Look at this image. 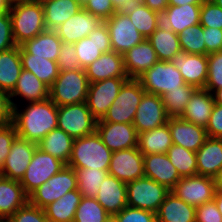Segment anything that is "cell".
Wrapping results in <instances>:
<instances>
[{"label":"cell","mask_w":222,"mask_h":222,"mask_svg":"<svg viewBox=\"0 0 222 222\" xmlns=\"http://www.w3.org/2000/svg\"><path fill=\"white\" fill-rule=\"evenodd\" d=\"M12 123L18 137L38 144L48 133L58 127V107L48 98L29 102L23 112L13 107Z\"/></svg>","instance_id":"cell-1"},{"label":"cell","mask_w":222,"mask_h":222,"mask_svg":"<svg viewBox=\"0 0 222 222\" xmlns=\"http://www.w3.org/2000/svg\"><path fill=\"white\" fill-rule=\"evenodd\" d=\"M9 14L13 38L18 46L46 30L43 5L40 0L14 3L9 8Z\"/></svg>","instance_id":"cell-2"},{"label":"cell","mask_w":222,"mask_h":222,"mask_svg":"<svg viewBox=\"0 0 222 222\" xmlns=\"http://www.w3.org/2000/svg\"><path fill=\"white\" fill-rule=\"evenodd\" d=\"M112 153L95 131L74 140L72 154L67 166L108 170Z\"/></svg>","instance_id":"cell-3"},{"label":"cell","mask_w":222,"mask_h":222,"mask_svg":"<svg viewBox=\"0 0 222 222\" xmlns=\"http://www.w3.org/2000/svg\"><path fill=\"white\" fill-rule=\"evenodd\" d=\"M89 80L85 69L60 71L49 88V99L58 107L86 102Z\"/></svg>","instance_id":"cell-4"},{"label":"cell","mask_w":222,"mask_h":222,"mask_svg":"<svg viewBox=\"0 0 222 222\" xmlns=\"http://www.w3.org/2000/svg\"><path fill=\"white\" fill-rule=\"evenodd\" d=\"M144 93L145 90L138 79L128 78L101 120L103 122L132 124Z\"/></svg>","instance_id":"cell-5"},{"label":"cell","mask_w":222,"mask_h":222,"mask_svg":"<svg viewBox=\"0 0 222 222\" xmlns=\"http://www.w3.org/2000/svg\"><path fill=\"white\" fill-rule=\"evenodd\" d=\"M127 206L157 213L166 195L170 192L164 185L148 177L126 183Z\"/></svg>","instance_id":"cell-6"},{"label":"cell","mask_w":222,"mask_h":222,"mask_svg":"<svg viewBox=\"0 0 222 222\" xmlns=\"http://www.w3.org/2000/svg\"><path fill=\"white\" fill-rule=\"evenodd\" d=\"M76 189H78V184L75 170L65 165L29 195V203L43 209L67 192Z\"/></svg>","instance_id":"cell-7"},{"label":"cell","mask_w":222,"mask_h":222,"mask_svg":"<svg viewBox=\"0 0 222 222\" xmlns=\"http://www.w3.org/2000/svg\"><path fill=\"white\" fill-rule=\"evenodd\" d=\"M137 79L145 92L160 97L170 90L180 89L185 84L182 74L171 61H158Z\"/></svg>","instance_id":"cell-8"},{"label":"cell","mask_w":222,"mask_h":222,"mask_svg":"<svg viewBox=\"0 0 222 222\" xmlns=\"http://www.w3.org/2000/svg\"><path fill=\"white\" fill-rule=\"evenodd\" d=\"M97 119L86 102L58 106V128L72 138H81L96 131Z\"/></svg>","instance_id":"cell-9"},{"label":"cell","mask_w":222,"mask_h":222,"mask_svg":"<svg viewBox=\"0 0 222 222\" xmlns=\"http://www.w3.org/2000/svg\"><path fill=\"white\" fill-rule=\"evenodd\" d=\"M65 165L60 159L43 152L37 147L20 184L29 196Z\"/></svg>","instance_id":"cell-10"},{"label":"cell","mask_w":222,"mask_h":222,"mask_svg":"<svg viewBox=\"0 0 222 222\" xmlns=\"http://www.w3.org/2000/svg\"><path fill=\"white\" fill-rule=\"evenodd\" d=\"M170 191L185 203L198 207L213 201L216 192V179L198 174L180 178Z\"/></svg>","instance_id":"cell-11"},{"label":"cell","mask_w":222,"mask_h":222,"mask_svg":"<svg viewBox=\"0 0 222 222\" xmlns=\"http://www.w3.org/2000/svg\"><path fill=\"white\" fill-rule=\"evenodd\" d=\"M104 22L109 30L112 51L121 55L145 40L124 11L115 12Z\"/></svg>","instance_id":"cell-12"},{"label":"cell","mask_w":222,"mask_h":222,"mask_svg":"<svg viewBox=\"0 0 222 222\" xmlns=\"http://www.w3.org/2000/svg\"><path fill=\"white\" fill-rule=\"evenodd\" d=\"M128 77L110 78L89 84L86 104L91 114L102 119Z\"/></svg>","instance_id":"cell-13"},{"label":"cell","mask_w":222,"mask_h":222,"mask_svg":"<svg viewBox=\"0 0 222 222\" xmlns=\"http://www.w3.org/2000/svg\"><path fill=\"white\" fill-rule=\"evenodd\" d=\"M144 155L137 147L122 149L112 153L108 173L118 180L128 183L144 177Z\"/></svg>","instance_id":"cell-14"},{"label":"cell","mask_w":222,"mask_h":222,"mask_svg":"<svg viewBox=\"0 0 222 222\" xmlns=\"http://www.w3.org/2000/svg\"><path fill=\"white\" fill-rule=\"evenodd\" d=\"M168 118L162 98L159 95L145 92L132 124L137 133H142L166 124Z\"/></svg>","instance_id":"cell-15"},{"label":"cell","mask_w":222,"mask_h":222,"mask_svg":"<svg viewBox=\"0 0 222 222\" xmlns=\"http://www.w3.org/2000/svg\"><path fill=\"white\" fill-rule=\"evenodd\" d=\"M74 45L82 69L98 59L102 53L112 51L110 34L105 22L92 31L88 37L82 38Z\"/></svg>","instance_id":"cell-16"},{"label":"cell","mask_w":222,"mask_h":222,"mask_svg":"<svg viewBox=\"0 0 222 222\" xmlns=\"http://www.w3.org/2000/svg\"><path fill=\"white\" fill-rule=\"evenodd\" d=\"M96 131L102 142L112 151L137 147L138 133L133 124L97 120Z\"/></svg>","instance_id":"cell-17"},{"label":"cell","mask_w":222,"mask_h":222,"mask_svg":"<svg viewBox=\"0 0 222 222\" xmlns=\"http://www.w3.org/2000/svg\"><path fill=\"white\" fill-rule=\"evenodd\" d=\"M37 147L34 142L17 136L11 145L3 168L0 170V176L21 181Z\"/></svg>","instance_id":"cell-18"},{"label":"cell","mask_w":222,"mask_h":222,"mask_svg":"<svg viewBox=\"0 0 222 222\" xmlns=\"http://www.w3.org/2000/svg\"><path fill=\"white\" fill-rule=\"evenodd\" d=\"M171 62L180 71L186 84L204 89L208 76L207 55L187 54L181 51Z\"/></svg>","instance_id":"cell-19"},{"label":"cell","mask_w":222,"mask_h":222,"mask_svg":"<svg viewBox=\"0 0 222 222\" xmlns=\"http://www.w3.org/2000/svg\"><path fill=\"white\" fill-rule=\"evenodd\" d=\"M103 21L84 8L58 26L55 31L62 43H76L94 31Z\"/></svg>","instance_id":"cell-20"},{"label":"cell","mask_w":222,"mask_h":222,"mask_svg":"<svg viewBox=\"0 0 222 222\" xmlns=\"http://www.w3.org/2000/svg\"><path fill=\"white\" fill-rule=\"evenodd\" d=\"M168 127L173 144L197 152L208 138L206 129L180 117L168 118Z\"/></svg>","instance_id":"cell-21"},{"label":"cell","mask_w":222,"mask_h":222,"mask_svg":"<svg viewBox=\"0 0 222 222\" xmlns=\"http://www.w3.org/2000/svg\"><path fill=\"white\" fill-rule=\"evenodd\" d=\"M101 183L96 200L110 216H114L127 206L126 183L109 174Z\"/></svg>","instance_id":"cell-22"},{"label":"cell","mask_w":222,"mask_h":222,"mask_svg":"<svg viewBox=\"0 0 222 222\" xmlns=\"http://www.w3.org/2000/svg\"><path fill=\"white\" fill-rule=\"evenodd\" d=\"M144 176L171 190L180 180L177 169L172 165L166 153L144 155Z\"/></svg>","instance_id":"cell-23"},{"label":"cell","mask_w":222,"mask_h":222,"mask_svg":"<svg viewBox=\"0 0 222 222\" xmlns=\"http://www.w3.org/2000/svg\"><path fill=\"white\" fill-rule=\"evenodd\" d=\"M124 69L128 78L137 79L153 67L159 60L148 39L132 47L123 54Z\"/></svg>","instance_id":"cell-24"},{"label":"cell","mask_w":222,"mask_h":222,"mask_svg":"<svg viewBox=\"0 0 222 222\" xmlns=\"http://www.w3.org/2000/svg\"><path fill=\"white\" fill-rule=\"evenodd\" d=\"M89 83L110 78L128 77L124 69L123 55L110 51L102 55L85 68Z\"/></svg>","instance_id":"cell-25"},{"label":"cell","mask_w":222,"mask_h":222,"mask_svg":"<svg viewBox=\"0 0 222 222\" xmlns=\"http://www.w3.org/2000/svg\"><path fill=\"white\" fill-rule=\"evenodd\" d=\"M197 174L216 178L222 170V139L207 138L196 152Z\"/></svg>","instance_id":"cell-26"},{"label":"cell","mask_w":222,"mask_h":222,"mask_svg":"<svg viewBox=\"0 0 222 222\" xmlns=\"http://www.w3.org/2000/svg\"><path fill=\"white\" fill-rule=\"evenodd\" d=\"M201 5L202 4L169 5L161 14V22L179 35L185 28L200 23Z\"/></svg>","instance_id":"cell-27"},{"label":"cell","mask_w":222,"mask_h":222,"mask_svg":"<svg viewBox=\"0 0 222 222\" xmlns=\"http://www.w3.org/2000/svg\"><path fill=\"white\" fill-rule=\"evenodd\" d=\"M215 102L213 94L206 89H197L191 96L181 119L206 128Z\"/></svg>","instance_id":"cell-28"},{"label":"cell","mask_w":222,"mask_h":222,"mask_svg":"<svg viewBox=\"0 0 222 222\" xmlns=\"http://www.w3.org/2000/svg\"><path fill=\"white\" fill-rule=\"evenodd\" d=\"M29 202L20 181L0 176V217L8 219Z\"/></svg>","instance_id":"cell-29"},{"label":"cell","mask_w":222,"mask_h":222,"mask_svg":"<svg viewBox=\"0 0 222 222\" xmlns=\"http://www.w3.org/2000/svg\"><path fill=\"white\" fill-rule=\"evenodd\" d=\"M43 5V15L46 30H55L82 9L79 0H40Z\"/></svg>","instance_id":"cell-30"},{"label":"cell","mask_w":222,"mask_h":222,"mask_svg":"<svg viewBox=\"0 0 222 222\" xmlns=\"http://www.w3.org/2000/svg\"><path fill=\"white\" fill-rule=\"evenodd\" d=\"M196 207L185 203L171 191L156 213L157 222H195Z\"/></svg>","instance_id":"cell-31"},{"label":"cell","mask_w":222,"mask_h":222,"mask_svg":"<svg viewBox=\"0 0 222 222\" xmlns=\"http://www.w3.org/2000/svg\"><path fill=\"white\" fill-rule=\"evenodd\" d=\"M23 70L20 46L0 52V89L9 94L14 90Z\"/></svg>","instance_id":"cell-32"},{"label":"cell","mask_w":222,"mask_h":222,"mask_svg":"<svg viewBox=\"0 0 222 222\" xmlns=\"http://www.w3.org/2000/svg\"><path fill=\"white\" fill-rule=\"evenodd\" d=\"M20 57L23 69L35 74L50 88L60 73L57 62L29 54L21 45Z\"/></svg>","instance_id":"cell-33"},{"label":"cell","mask_w":222,"mask_h":222,"mask_svg":"<svg viewBox=\"0 0 222 222\" xmlns=\"http://www.w3.org/2000/svg\"><path fill=\"white\" fill-rule=\"evenodd\" d=\"M156 51L159 61H171L176 54L181 52L179 36L162 22L147 38Z\"/></svg>","instance_id":"cell-34"},{"label":"cell","mask_w":222,"mask_h":222,"mask_svg":"<svg viewBox=\"0 0 222 222\" xmlns=\"http://www.w3.org/2000/svg\"><path fill=\"white\" fill-rule=\"evenodd\" d=\"M61 44L62 41L55 30H45L36 37L26 40L21 46L29 54L57 62Z\"/></svg>","instance_id":"cell-35"},{"label":"cell","mask_w":222,"mask_h":222,"mask_svg":"<svg viewBox=\"0 0 222 222\" xmlns=\"http://www.w3.org/2000/svg\"><path fill=\"white\" fill-rule=\"evenodd\" d=\"M172 145L168 122L150 131L138 133L137 148L143 155L166 153Z\"/></svg>","instance_id":"cell-36"},{"label":"cell","mask_w":222,"mask_h":222,"mask_svg":"<svg viewBox=\"0 0 222 222\" xmlns=\"http://www.w3.org/2000/svg\"><path fill=\"white\" fill-rule=\"evenodd\" d=\"M81 199L82 195L78 189L67 192L61 198L43 208L45 216L49 222H73Z\"/></svg>","instance_id":"cell-37"},{"label":"cell","mask_w":222,"mask_h":222,"mask_svg":"<svg viewBox=\"0 0 222 222\" xmlns=\"http://www.w3.org/2000/svg\"><path fill=\"white\" fill-rule=\"evenodd\" d=\"M21 96L29 102H41L49 98V87L32 72L22 70L10 99Z\"/></svg>","instance_id":"cell-38"},{"label":"cell","mask_w":222,"mask_h":222,"mask_svg":"<svg viewBox=\"0 0 222 222\" xmlns=\"http://www.w3.org/2000/svg\"><path fill=\"white\" fill-rule=\"evenodd\" d=\"M74 140V138L57 127L48 133L37 146L43 152L60 159L67 165L72 154Z\"/></svg>","instance_id":"cell-39"},{"label":"cell","mask_w":222,"mask_h":222,"mask_svg":"<svg viewBox=\"0 0 222 222\" xmlns=\"http://www.w3.org/2000/svg\"><path fill=\"white\" fill-rule=\"evenodd\" d=\"M123 11L145 39L161 24V14L153 11L145 4L129 5Z\"/></svg>","instance_id":"cell-40"},{"label":"cell","mask_w":222,"mask_h":222,"mask_svg":"<svg viewBox=\"0 0 222 222\" xmlns=\"http://www.w3.org/2000/svg\"><path fill=\"white\" fill-rule=\"evenodd\" d=\"M196 87L184 84L180 89L170 90L161 96L169 118L181 117Z\"/></svg>","instance_id":"cell-41"},{"label":"cell","mask_w":222,"mask_h":222,"mask_svg":"<svg viewBox=\"0 0 222 222\" xmlns=\"http://www.w3.org/2000/svg\"><path fill=\"white\" fill-rule=\"evenodd\" d=\"M77 176L78 190L82 197L96 198L102 180L109 174L108 170L92 168H73Z\"/></svg>","instance_id":"cell-42"},{"label":"cell","mask_w":222,"mask_h":222,"mask_svg":"<svg viewBox=\"0 0 222 222\" xmlns=\"http://www.w3.org/2000/svg\"><path fill=\"white\" fill-rule=\"evenodd\" d=\"M166 154L181 178L197 175L196 152L173 144Z\"/></svg>","instance_id":"cell-43"},{"label":"cell","mask_w":222,"mask_h":222,"mask_svg":"<svg viewBox=\"0 0 222 222\" xmlns=\"http://www.w3.org/2000/svg\"><path fill=\"white\" fill-rule=\"evenodd\" d=\"M178 36L180 47L183 52L187 54L206 55L203 26L200 23L185 28Z\"/></svg>","instance_id":"cell-44"},{"label":"cell","mask_w":222,"mask_h":222,"mask_svg":"<svg viewBox=\"0 0 222 222\" xmlns=\"http://www.w3.org/2000/svg\"><path fill=\"white\" fill-rule=\"evenodd\" d=\"M110 215L96 198L82 197L76 209L73 222H106Z\"/></svg>","instance_id":"cell-45"},{"label":"cell","mask_w":222,"mask_h":222,"mask_svg":"<svg viewBox=\"0 0 222 222\" xmlns=\"http://www.w3.org/2000/svg\"><path fill=\"white\" fill-rule=\"evenodd\" d=\"M207 60L208 76L204 89L213 93L222 87V51L208 54Z\"/></svg>","instance_id":"cell-46"},{"label":"cell","mask_w":222,"mask_h":222,"mask_svg":"<svg viewBox=\"0 0 222 222\" xmlns=\"http://www.w3.org/2000/svg\"><path fill=\"white\" fill-rule=\"evenodd\" d=\"M199 18L203 27L222 29V8L212 0H205L202 3Z\"/></svg>","instance_id":"cell-47"},{"label":"cell","mask_w":222,"mask_h":222,"mask_svg":"<svg viewBox=\"0 0 222 222\" xmlns=\"http://www.w3.org/2000/svg\"><path fill=\"white\" fill-rule=\"evenodd\" d=\"M7 222H49L44 209L31 205L29 202L16 210Z\"/></svg>","instance_id":"cell-48"},{"label":"cell","mask_w":222,"mask_h":222,"mask_svg":"<svg viewBox=\"0 0 222 222\" xmlns=\"http://www.w3.org/2000/svg\"><path fill=\"white\" fill-rule=\"evenodd\" d=\"M117 222H157L156 213L126 206L114 215Z\"/></svg>","instance_id":"cell-49"},{"label":"cell","mask_w":222,"mask_h":222,"mask_svg":"<svg viewBox=\"0 0 222 222\" xmlns=\"http://www.w3.org/2000/svg\"><path fill=\"white\" fill-rule=\"evenodd\" d=\"M60 71L82 69L75 51L73 43H62L57 59Z\"/></svg>","instance_id":"cell-50"},{"label":"cell","mask_w":222,"mask_h":222,"mask_svg":"<svg viewBox=\"0 0 222 222\" xmlns=\"http://www.w3.org/2000/svg\"><path fill=\"white\" fill-rule=\"evenodd\" d=\"M82 8L100 18L103 22L117 12L111 0H84Z\"/></svg>","instance_id":"cell-51"},{"label":"cell","mask_w":222,"mask_h":222,"mask_svg":"<svg viewBox=\"0 0 222 222\" xmlns=\"http://www.w3.org/2000/svg\"><path fill=\"white\" fill-rule=\"evenodd\" d=\"M17 136L16 129L12 122L0 126V170L3 168L11 145Z\"/></svg>","instance_id":"cell-52"},{"label":"cell","mask_w":222,"mask_h":222,"mask_svg":"<svg viewBox=\"0 0 222 222\" xmlns=\"http://www.w3.org/2000/svg\"><path fill=\"white\" fill-rule=\"evenodd\" d=\"M17 46L12 33L9 10L0 12V52Z\"/></svg>","instance_id":"cell-53"},{"label":"cell","mask_w":222,"mask_h":222,"mask_svg":"<svg viewBox=\"0 0 222 222\" xmlns=\"http://www.w3.org/2000/svg\"><path fill=\"white\" fill-rule=\"evenodd\" d=\"M195 222H222V215L214 200L196 207Z\"/></svg>","instance_id":"cell-54"},{"label":"cell","mask_w":222,"mask_h":222,"mask_svg":"<svg viewBox=\"0 0 222 222\" xmlns=\"http://www.w3.org/2000/svg\"><path fill=\"white\" fill-rule=\"evenodd\" d=\"M206 55L222 51V29L203 27Z\"/></svg>","instance_id":"cell-55"},{"label":"cell","mask_w":222,"mask_h":222,"mask_svg":"<svg viewBox=\"0 0 222 222\" xmlns=\"http://www.w3.org/2000/svg\"><path fill=\"white\" fill-rule=\"evenodd\" d=\"M205 129L209 138L222 139V105H214L213 111Z\"/></svg>","instance_id":"cell-56"},{"label":"cell","mask_w":222,"mask_h":222,"mask_svg":"<svg viewBox=\"0 0 222 222\" xmlns=\"http://www.w3.org/2000/svg\"><path fill=\"white\" fill-rule=\"evenodd\" d=\"M15 105L10 99V94L0 89V126L12 122L13 107Z\"/></svg>","instance_id":"cell-57"},{"label":"cell","mask_w":222,"mask_h":222,"mask_svg":"<svg viewBox=\"0 0 222 222\" xmlns=\"http://www.w3.org/2000/svg\"><path fill=\"white\" fill-rule=\"evenodd\" d=\"M144 4L160 14L169 6L168 0H146Z\"/></svg>","instance_id":"cell-58"},{"label":"cell","mask_w":222,"mask_h":222,"mask_svg":"<svg viewBox=\"0 0 222 222\" xmlns=\"http://www.w3.org/2000/svg\"><path fill=\"white\" fill-rule=\"evenodd\" d=\"M205 0H168L169 5L202 4Z\"/></svg>","instance_id":"cell-59"},{"label":"cell","mask_w":222,"mask_h":222,"mask_svg":"<svg viewBox=\"0 0 222 222\" xmlns=\"http://www.w3.org/2000/svg\"><path fill=\"white\" fill-rule=\"evenodd\" d=\"M111 1L114 8L117 11H123L130 5L129 0H111Z\"/></svg>","instance_id":"cell-60"},{"label":"cell","mask_w":222,"mask_h":222,"mask_svg":"<svg viewBox=\"0 0 222 222\" xmlns=\"http://www.w3.org/2000/svg\"><path fill=\"white\" fill-rule=\"evenodd\" d=\"M213 200L215 201L217 208L222 215V190H216Z\"/></svg>","instance_id":"cell-61"},{"label":"cell","mask_w":222,"mask_h":222,"mask_svg":"<svg viewBox=\"0 0 222 222\" xmlns=\"http://www.w3.org/2000/svg\"><path fill=\"white\" fill-rule=\"evenodd\" d=\"M215 93H213V98H214V102L215 104H219L222 105V87L219 89H216L214 91Z\"/></svg>","instance_id":"cell-62"},{"label":"cell","mask_w":222,"mask_h":222,"mask_svg":"<svg viewBox=\"0 0 222 222\" xmlns=\"http://www.w3.org/2000/svg\"><path fill=\"white\" fill-rule=\"evenodd\" d=\"M10 6L8 0H0V12L9 10Z\"/></svg>","instance_id":"cell-63"},{"label":"cell","mask_w":222,"mask_h":222,"mask_svg":"<svg viewBox=\"0 0 222 222\" xmlns=\"http://www.w3.org/2000/svg\"><path fill=\"white\" fill-rule=\"evenodd\" d=\"M215 179H216V190H222V170Z\"/></svg>","instance_id":"cell-64"},{"label":"cell","mask_w":222,"mask_h":222,"mask_svg":"<svg viewBox=\"0 0 222 222\" xmlns=\"http://www.w3.org/2000/svg\"><path fill=\"white\" fill-rule=\"evenodd\" d=\"M146 0H129L130 5L144 4Z\"/></svg>","instance_id":"cell-65"},{"label":"cell","mask_w":222,"mask_h":222,"mask_svg":"<svg viewBox=\"0 0 222 222\" xmlns=\"http://www.w3.org/2000/svg\"><path fill=\"white\" fill-rule=\"evenodd\" d=\"M32 0H8L9 4L12 5L14 3H19V2H28Z\"/></svg>","instance_id":"cell-66"},{"label":"cell","mask_w":222,"mask_h":222,"mask_svg":"<svg viewBox=\"0 0 222 222\" xmlns=\"http://www.w3.org/2000/svg\"><path fill=\"white\" fill-rule=\"evenodd\" d=\"M217 6L222 8V0H212Z\"/></svg>","instance_id":"cell-67"},{"label":"cell","mask_w":222,"mask_h":222,"mask_svg":"<svg viewBox=\"0 0 222 222\" xmlns=\"http://www.w3.org/2000/svg\"><path fill=\"white\" fill-rule=\"evenodd\" d=\"M106 222H117L114 216H110V218Z\"/></svg>","instance_id":"cell-68"},{"label":"cell","mask_w":222,"mask_h":222,"mask_svg":"<svg viewBox=\"0 0 222 222\" xmlns=\"http://www.w3.org/2000/svg\"><path fill=\"white\" fill-rule=\"evenodd\" d=\"M0 222H7V219L0 217Z\"/></svg>","instance_id":"cell-69"}]
</instances>
